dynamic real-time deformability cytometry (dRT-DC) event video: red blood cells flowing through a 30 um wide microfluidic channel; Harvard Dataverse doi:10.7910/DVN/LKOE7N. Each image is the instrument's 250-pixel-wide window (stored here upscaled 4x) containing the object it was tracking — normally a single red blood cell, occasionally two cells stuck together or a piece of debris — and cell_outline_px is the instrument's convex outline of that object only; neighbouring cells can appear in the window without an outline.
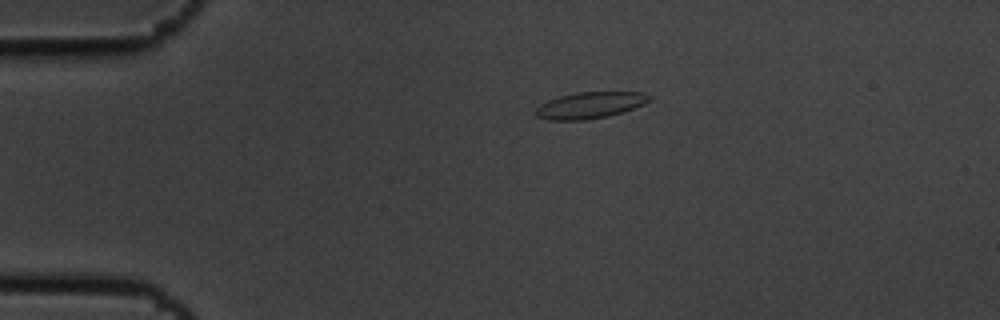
{"species": "common noctule bat (a hibernating species)", "species_latin": "Nyctalus noctula", "temperature_condition": "cold", "stored_images_in_passage": 8, "camera_frame_rate_fps": 3000, "um_per_image_px": 0.085, "animal": {"sex": "male", "body_mass_g": 19.5, "forearm_length_mm": 54.6}, "frame": {"image": 1, "passage_image": 1, "time_ms": 0.0, "image_size_px": [1000, 320], "cell_outline_px": [[652, 100], [644, 104], [608, 116], [588, 120], [548, 120], [536, 116], [536, 108], [540, 104], [548, 100], [560, 96], [576, 92], [644, 92], [652, 96]], "centroid_in_image_um": [50.16, 8.94], "position_along_channel_um": 34.8, "area_um2": 17.51}}
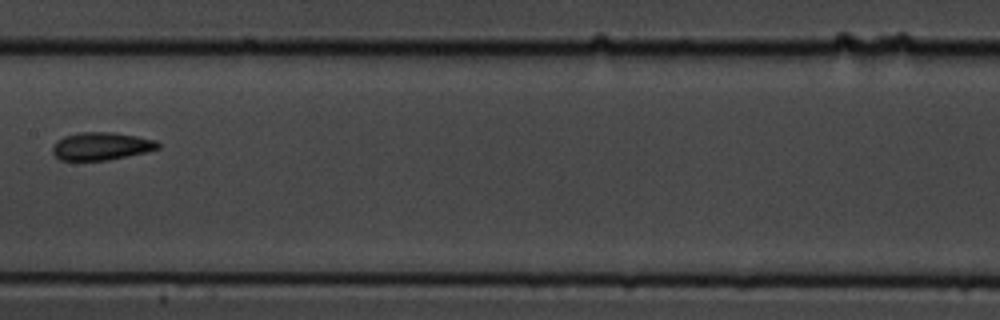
{"frame": {"image": 2, "passage_image": 5, "time_ms": 1.333, "image_size_px": [1000, 320], "cell_outline_px": [[160, 148], [128, 156], [108, 160], [60, 160], [52, 152], [52, 148], [56, 140], [64, 136], [80, 132], [112, 132], [136, 136], [156, 140], [160, 144]], "centroid_in_image_um": [8.59, 12.42], "position_along_channel_um": 198.8, "area_um2": 17.05}}
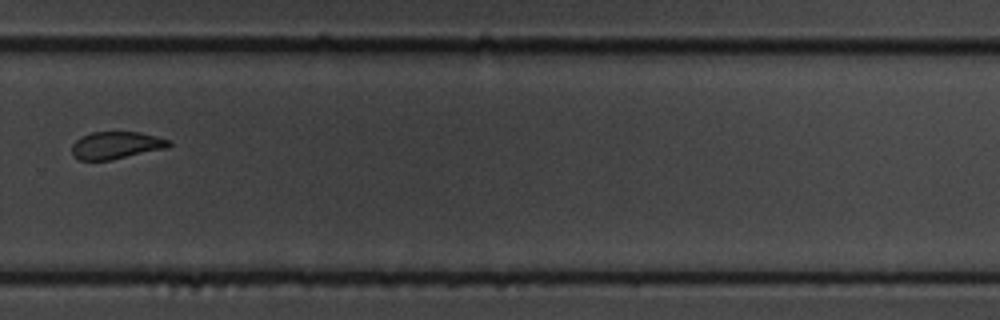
{"frame": {"image": 3, "passage_image": 8, "time_ms": 2.333, "image_size_px": [1000, 320], "cell_outline_px": [[172, 144], [168, 148], [112, 160], [80, 160], [72, 156], [72, 144], [80, 136], [92, 132], [140, 132], [172, 140]], "centroid_in_image_um": [9.89, 12.35], "position_along_channel_um": 319.9, "area_um2": 15.72}}